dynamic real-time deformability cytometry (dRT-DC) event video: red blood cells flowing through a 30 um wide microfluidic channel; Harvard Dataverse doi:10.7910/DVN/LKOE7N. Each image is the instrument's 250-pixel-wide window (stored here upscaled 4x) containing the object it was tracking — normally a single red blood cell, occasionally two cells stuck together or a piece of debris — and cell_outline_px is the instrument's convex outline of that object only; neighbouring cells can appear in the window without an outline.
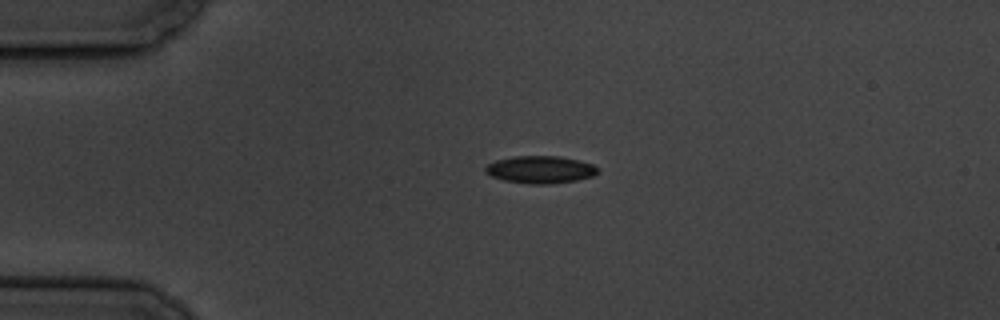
{"species": "common noctule bat (a hibernating species)", "species_latin": "Nyctalus noctula", "temperature_condition": "cold", "stored_images_in_passage": 2, "camera_frame_rate_fps": 3000, "um_per_image_px": 0.085, "animal": {"sex": "male", "body_mass_g": 19.5, "forearm_length_mm": 54.6}, "frame": {"image": 1, "passage_image": 1, "time_ms": 0.0, "image_size_px": [1000, 320], "cell_outline_px": [[600, 172], [592, 176], [576, 180], [552, 184], [528, 184], [504, 180], [492, 176], [484, 172], [484, 168], [488, 164], [496, 160], [512, 156], [560, 156], [580, 160], [592, 164], [600, 168]], "centroid_in_image_um": [45.95, 14.41], "position_along_channel_um": 39.1, "area_um2": 18.15}}